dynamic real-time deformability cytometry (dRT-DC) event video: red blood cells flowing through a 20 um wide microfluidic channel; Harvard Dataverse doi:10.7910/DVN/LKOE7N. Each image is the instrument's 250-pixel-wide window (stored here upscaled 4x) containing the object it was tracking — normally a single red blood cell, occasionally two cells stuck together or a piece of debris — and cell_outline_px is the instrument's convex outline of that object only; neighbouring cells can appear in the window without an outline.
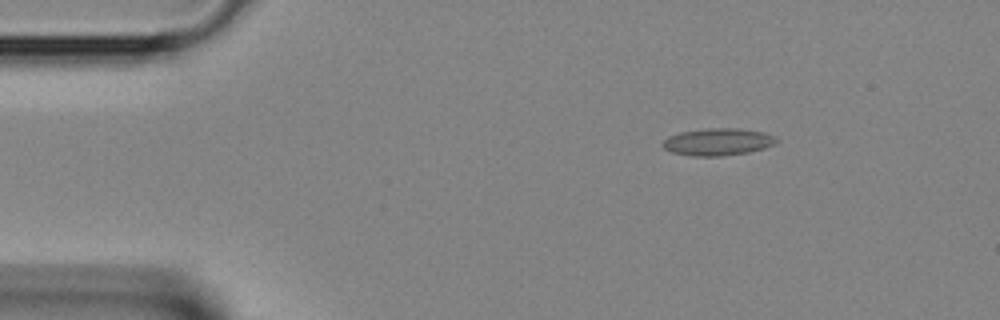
{"species": "Egyptian fruit bat (a non-hibernating species)", "species_latin": "Rousettus aegyptiacus", "temperature_condition": "room temperature", "stored_images_in_passage": 2, "camera_frame_rate_fps": 3000, "um_per_image_px": 0.085, "animal": {"sex": "female"}, "frame": {"image": 1, "passage_image": 1, "time_ms": 0.0, "image_size_px": [1000, 320], "cell_outline_px": [[780, 140], [776, 144], [764, 148], [748, 152], [720, 156], [692, 156], [672, 152], [664, 148], [660, 144], [668, 136], [680, 132], [708, 128], [736, 128], [764, 132], [776, 136]], "centroid_in_image_um": [61.04, 12.05], "position_along_channel_um": 24.0, "area_um2": 18.15}}